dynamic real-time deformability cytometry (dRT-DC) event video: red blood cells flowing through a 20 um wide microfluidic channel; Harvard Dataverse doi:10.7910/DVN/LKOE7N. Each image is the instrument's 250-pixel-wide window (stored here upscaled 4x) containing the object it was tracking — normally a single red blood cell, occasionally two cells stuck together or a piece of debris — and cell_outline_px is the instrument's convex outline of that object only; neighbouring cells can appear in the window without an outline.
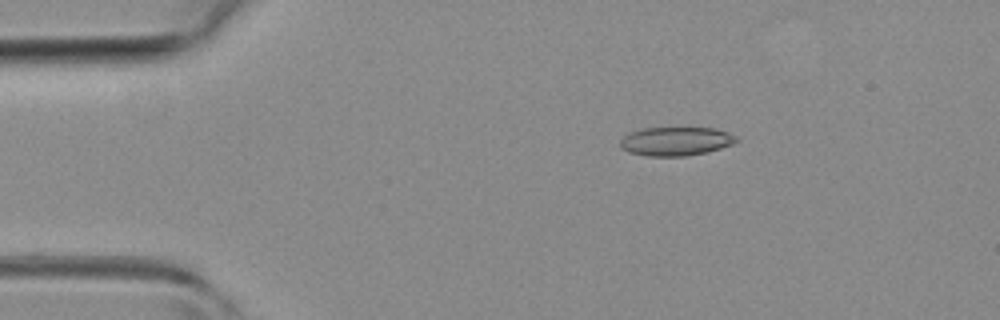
{"species": "common noctule bat (a hibernating species)", "species_latin": "Nyctalus noctula", "temperature_condition": "room temperature", "stored_images_in_passage": 38, "camera_frame_rate_fps": 3000, "um_per_image_px": 0.085, "animal": {"sex": "female", "body_mass_g": 19.3, "forearm_length_mm": 54.1}, "frame": {"image": 1, "passage_image": 1, "time_ms": 0.0, "image_size_px": [1000, 320], "cell_outline_px": [[740, 140], [732, 144], [708, 152], [684, 156], [648, 156], [628, 152], [620, 148], [620, 140], [628, 132], [640, 128], [716, 128], [728, 132], [736, 136]], "centroid_in_image_um": [57.43, 12.0], "position_along_channel_um": 27.6, "area_um2": 19.65}}
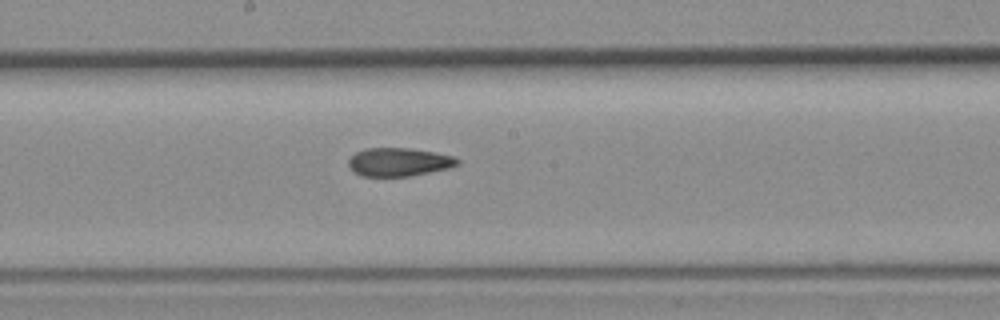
{"frame": {"image": 2, "passage_image": 17, "time_ms": 5.333, "image_size_px": [1000, 320], "cell_outline_px": [[460, 164], [448, 168], [408, 176], [360, 176], [352, 172], [348, 164], [348, 160], [356, 152], [364, 148], [408, 148], [436, 152], [456, 156], [460, 160]], "centroid_in_image_um": [33.9, 13.76], "position_along_channel_um": 214.3, "area_um2": 18.15}}
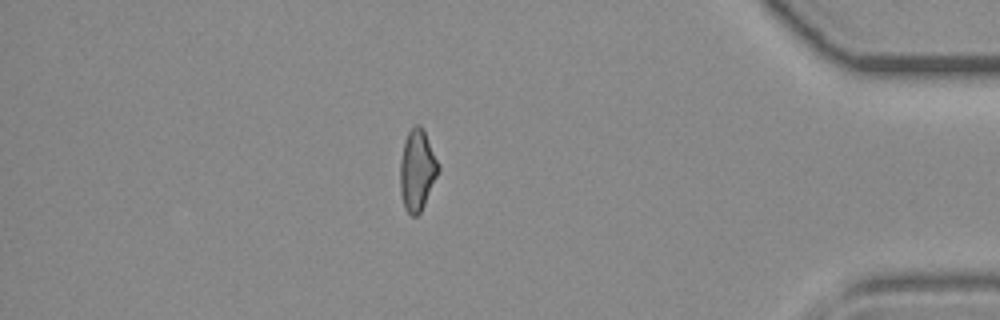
{"frame": {"image": 3, "passage_image": 32, "time_ms": 10.333, "image_size_px": [1000, 320], "cell_outline_px": [[440, 168], [424, 204], [420, 212], [416, 216], [412, 216], [404, 208], [400, 192], [400, 160], [404, 140], [408, 132], [416, 124], [420, 124], [424, 128], [440, 164]], "centroid_in_image_um": [35.46, 14.42], "position_along_channel_um": 399.7, "area_um2": 18.21}}